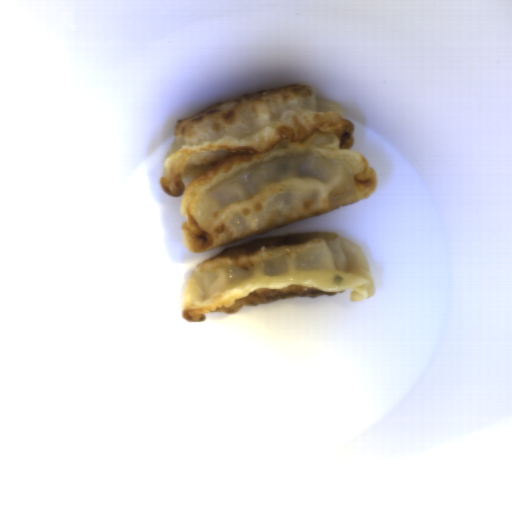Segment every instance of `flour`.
I'll use <instances>...</instances> for the list:
<instances>
[{"instance_id": "2", "label": "flour", "mask_w": 512, "mask_h": 512, "mask_svg": "<svg viewBox=\"0 0 512 512\" xmlns=\"http://www.w3.org/2000/svg\"><path fill=\"white\" fill-rule=\"evenodd\" d=\"M376 285L358 245L334 233H297L223 249L199 262L186 282L182 314L204 323L207 313L291 297L349 294L369 299Z\"/></svg>"}, {"instance_id": "1", "label": "flour", "mask_w": 512, "mask_h": 512, "mask_svg": "<svg viewBox=\"0 0 512 512\" xmlns=\"http://www.w3.org/2000/svg\"><path fill=\"white\" fill-rule=\"evenodd\" d=\"M355 125L309 84H287L181 118L160 187L180 197L189 254L370 198L377 175Z\"/></svg>"}]
</instances>
